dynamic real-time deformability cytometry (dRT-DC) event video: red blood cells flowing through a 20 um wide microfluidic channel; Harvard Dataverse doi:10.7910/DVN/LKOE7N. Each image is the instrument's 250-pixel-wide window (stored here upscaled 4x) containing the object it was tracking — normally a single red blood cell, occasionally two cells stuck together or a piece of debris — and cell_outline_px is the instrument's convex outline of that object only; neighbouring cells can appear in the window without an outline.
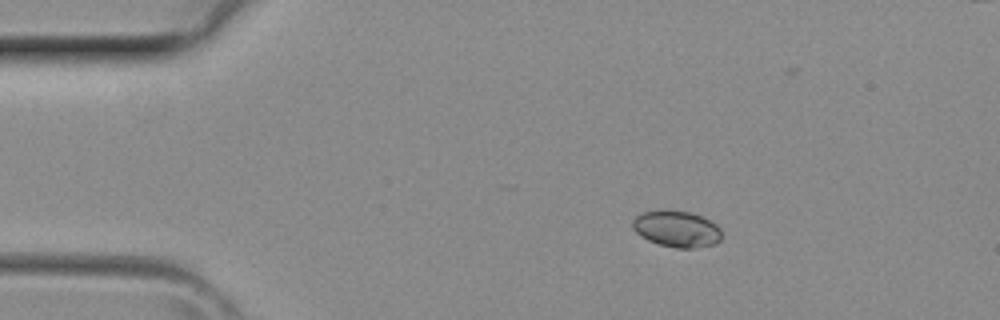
{"species": "common noctule bat (a hibernating species)", "species_latin": "Nyctalus noctula", "temperature_condition": "room temperature", "stored_images_in_passage": 3, "camera_frame_rate_fps": 3000, "um_per_image_px": 0.085, "animal": {"sex": "female", "body_mass_g": 29.2, "forearm_length_mm": 56.3}, "frame": {"image": 1, "passage_image": 1, "time_ms": 0.0, "image_size_px": [1000, 320], "cell_outline_px": [[720, 240], [716, 244], [692, 248], [676, 248], [660, 244], [648, 240], [640, 236], [632, 228], [632, 220], [636, 216], [644, 212], [688, 212], [700, 216], [716, 224], [720, 228]], "centroid_in_image_um": [57.52, 19.49], "position_along_channel_um": 27.5, "area_um2": 18.32}}